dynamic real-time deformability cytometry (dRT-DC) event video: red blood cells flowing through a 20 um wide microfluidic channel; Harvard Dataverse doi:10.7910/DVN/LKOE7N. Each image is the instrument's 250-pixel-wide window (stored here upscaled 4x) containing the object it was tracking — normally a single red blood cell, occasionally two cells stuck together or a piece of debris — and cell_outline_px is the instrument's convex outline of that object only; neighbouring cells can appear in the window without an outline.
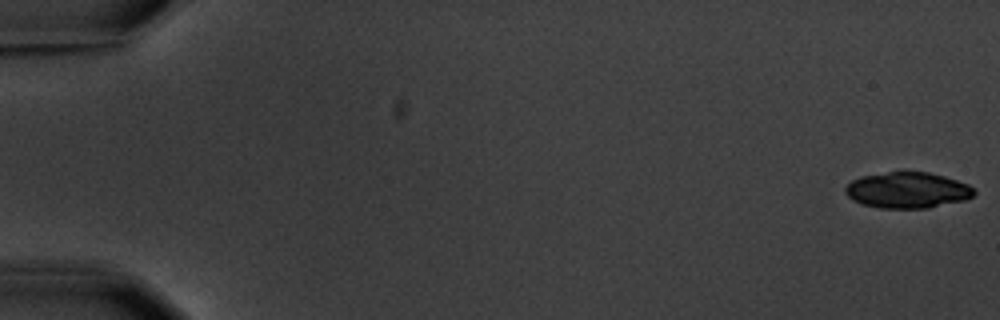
{"species": "common noctule bat (a hibernating species)", "species_latin": "Nyctalus noctula", "temperature_condition": "warm", "stored_images_in_passage": 6, "segment_of_instrument_passage": [1, 2], "camera_frame_rate_fps": 3000, "um_per_image_px": 0.085, "animal": {"sex": "male", "body_mass_g": 20.1, "forearm_length_mm": 53.5}, "frame": {"image": 1, "passage_image": 1, "time_ms": 0.0, "image_size_px": [1000, 320], "cell_outline_px": [[976, 192], [972, 196], [964, 200], [928, 208], [880, 208], [864, 204], [852, 200], [844, 192], [844, 188], [852, 180], [860, 176], [888, 172], [928, 172], [944, 176], [968, 184]], "centroid_in_image_um": [77.11, 16.16], "position_along_channel_um": 7.9, "area_um2": 26.88}}